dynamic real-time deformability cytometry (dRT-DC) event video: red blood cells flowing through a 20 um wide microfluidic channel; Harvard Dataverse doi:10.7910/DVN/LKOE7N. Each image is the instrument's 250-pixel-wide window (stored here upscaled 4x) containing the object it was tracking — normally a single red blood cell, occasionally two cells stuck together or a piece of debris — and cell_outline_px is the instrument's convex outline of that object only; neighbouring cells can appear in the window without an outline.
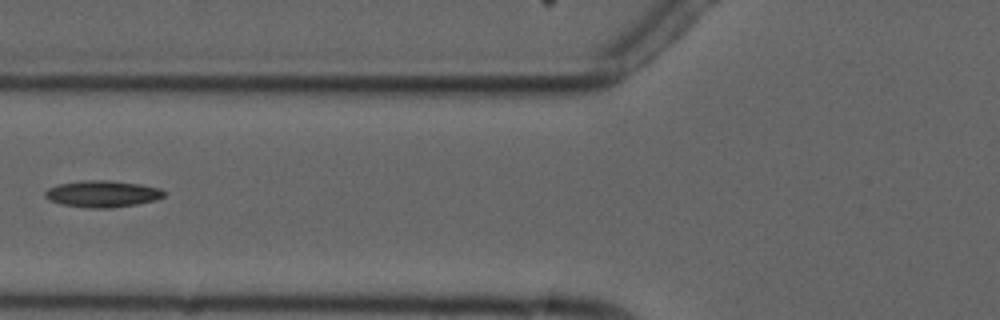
{"species": "common noctule bat (a hibernating species)", "species_latin": "Nyctalus noctula", "temperature_condition": "cold", "stored_images_in_passage": 11, "camera_frame_rate_fps": 3000, "um_per_image_px": 0.085, "animal": {"sex": "male", "forearm_length_mm": 52.5}, "frame": {"image": 1, "passage_image": 7, "time_ms": 7.0, "image_size_px": [1000, 320], "cell_outline_px": [[168, 192], [164, 196], [156, 200], [136, 204], [112, 208], [88, 208], [60, 204], [48, 200], [44, 196], [44, 192], [48, 188], [60, 184], [88, 180], [108, 180], [140, 184], [160, 188]], "centroid_in_image_um": [8.72, 16.48], "position_along_channel_um": 117.1, "area_um2": 18.55}}
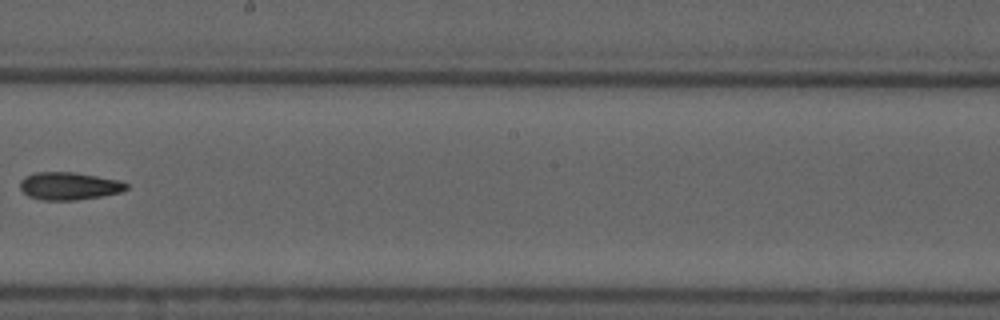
{"frame": {"image": 2, "passage_image": 10, "time_ms": 10.333, "image_size_px": [1000, 320], "cell_outline_px": [[128, 188], [120, 192], [100, 196], [76, 200], [40, 200], [28, 196], [20, 188], [20, 180], [24, 176], [36, 172], [76, 172], [116, 180], [128, 184]], "centroid_in_image_um": [5.82, 15.81], "position_along_channel_um": 242.4, "area_um2": 17.05}}
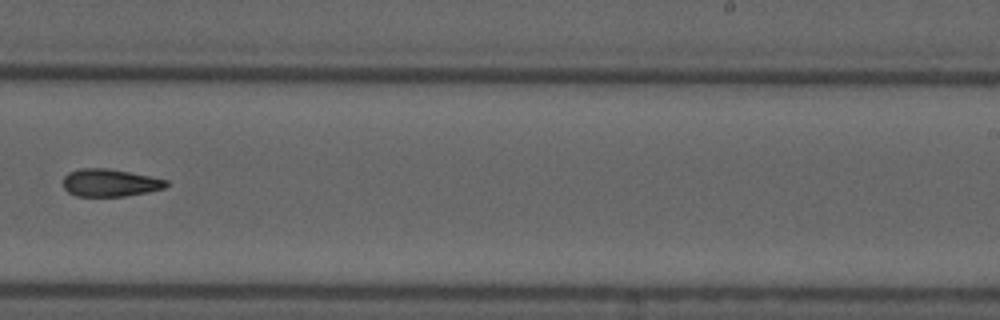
{"frame": {"image": 3, "passage_image": 11, "time_ms": 11.333, "image_size_px": [1000, 320], "cell_outline_px": [[168, 184], [164, 188], [148, 192], [124, 196], [76, 196], [68, 192], [64, 188], [64, 176], [68, 172], [80, 168], [108, 168], [168, 180]], "centroid_in_image_um": [9.32, 15.53], "position_along_channel_um": 279.7, "area_um2": 16.47}}